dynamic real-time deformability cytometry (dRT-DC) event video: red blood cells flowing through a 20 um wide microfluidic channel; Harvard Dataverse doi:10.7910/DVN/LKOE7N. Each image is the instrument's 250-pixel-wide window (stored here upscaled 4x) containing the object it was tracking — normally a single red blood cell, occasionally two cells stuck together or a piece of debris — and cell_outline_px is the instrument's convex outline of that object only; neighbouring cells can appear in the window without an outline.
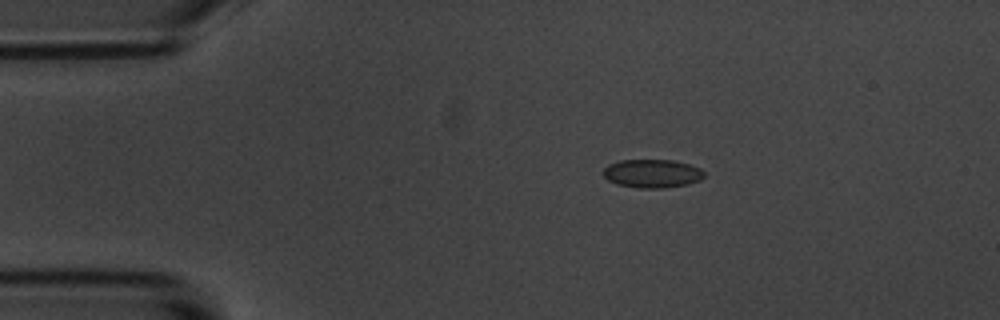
{"species": "common noctule bat (a hibernating species)", "species_latin": "Nyctalus noctula", "temperature_condition": "room temperature", "stored_images_in_passage": 6, "camera_frame_rate_fps": 3000, "um_per_image_px": 0.085, "animal": {"sex": "male", "body_mass_g": 20.1, "forearm_length_mm": 53.5}, "frame": {"image": 1, "passage_image": 3, "time_ms": 3.333, "image_size_px": [1000, 320], "cell_outline_px": [[704, 176], [700, 180], [688, 184], [664, 188], [640, 188], [620, 184], [608, 180], [604, 176], [604, 168], [608, 164], [620, 160], [672, 160], [688, 164], [700, 168], [704, 172]], "centroid_in_image_um": [55.45, 14.74], "position_along_channel_um": 29.5, "area_um2": 16.59}}
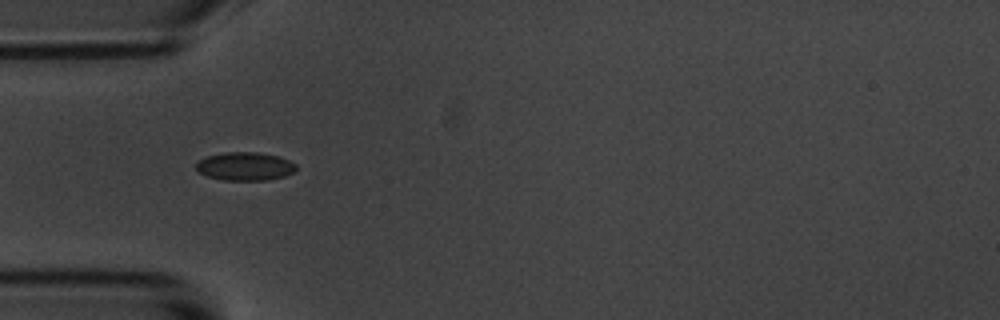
{"frame": {"image": 2, "passage_image": 5, "time_ms": 5.667, "image_size_px": [1000, 320], "cell_outline_px": [[296, 168], [292, 172], [284, 176], [268, 180], [224, 180], [208, 176], [196, 172], [196, 164], [200, 160], [208, 156], [228, 152], [256, 152], [276, 156], [288, 160], [296, 164]], "centroid_in_image_um": [20.8, 14.14], "position_along_channel_um": 64.2, "area_um2": 16.3}}